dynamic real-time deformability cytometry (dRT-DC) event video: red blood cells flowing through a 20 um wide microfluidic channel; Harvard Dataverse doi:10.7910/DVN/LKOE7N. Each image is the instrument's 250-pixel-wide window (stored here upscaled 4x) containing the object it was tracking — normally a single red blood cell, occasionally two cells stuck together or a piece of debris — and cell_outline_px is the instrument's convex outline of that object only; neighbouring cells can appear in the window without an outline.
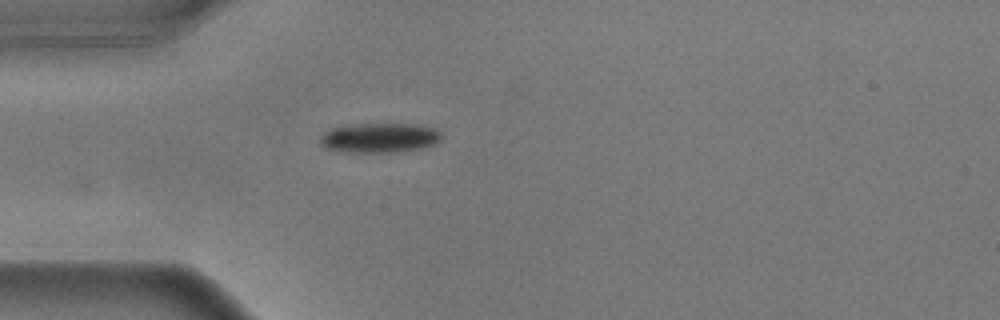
{"species": "common noctule bat (a hibernating species)", "species_latin": "Nyctalus noctula", "temperature_condition": "warm", "stored_images_in_passage": 41, "camera_frame_rate_fps": 3000, "um_per_image_px": 0.085, "animal": {"sex": "male", "body_mass_g": 17.9}, "frame": {"image": 1, "passage_image": 1, "time_ms": 0.0, "image_size_px": [1000, 320], "cell_outline_px": [[444, 136], [440, 140], [432, 144], [420, 148], [396, 152], [344, 152], [324, 148], [320, 144], [320, 136], [324, 132], [332, 128], [352, 124], [412, 124], [432, 128], [440, 132]], "centroid_in_image_um": [32.21, 11.72], "position_along_channel_um": 52.8, "area_um2": 20.92}}
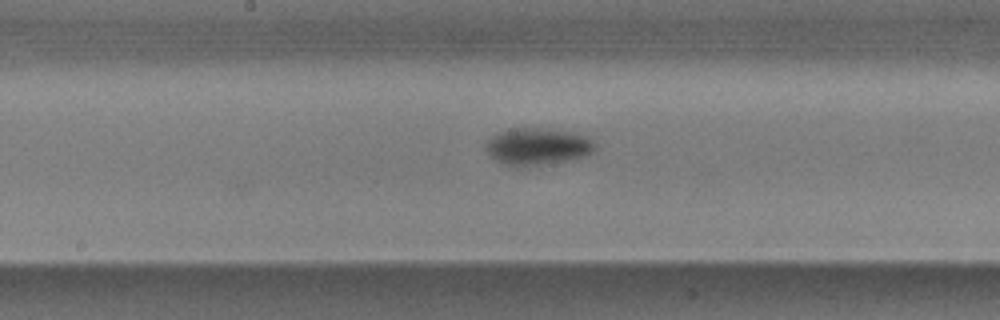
{"frame": {"image": 2, "passage_image": 14, "time_ms": 4.333, "image_size_px": [1000, 320], "cell_outline_px": [[596, 148], [592, 152], [584, 156], [564, 160], [540, 164], [504, 164], [496, 160], [484, 148], [488, 140], [492, 136], [508, 128], [540, 128], [576, 132], [592, 140], [596, 144]], "centroid_in_image_um": [45.7, 12.4], "position_along_channel_um": 202.5, "area_um2": 22.89}}
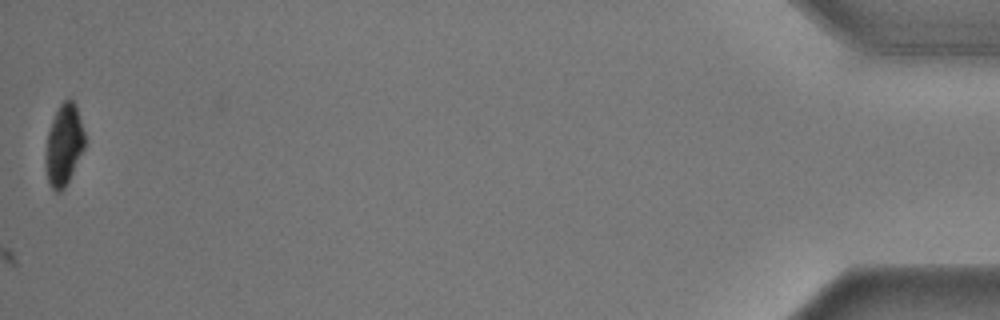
{"frame": {"image": 3, "passage_image": 41, "time_ms": 13.333, "image_size_px": [1000, 320], "cell_outline_px": [[84, 148], [64, 188], [60, 192], [56, 192], [48, 184], [44, 168], [44, 156], [48, 132], [52, 120], [60, 104], [68, 96], [76, 104], [84, 132]], "centroid_in_image_um": [5.39, 12.32], "position_along_channel_um": 429.8, "area_um2": 18.61}}